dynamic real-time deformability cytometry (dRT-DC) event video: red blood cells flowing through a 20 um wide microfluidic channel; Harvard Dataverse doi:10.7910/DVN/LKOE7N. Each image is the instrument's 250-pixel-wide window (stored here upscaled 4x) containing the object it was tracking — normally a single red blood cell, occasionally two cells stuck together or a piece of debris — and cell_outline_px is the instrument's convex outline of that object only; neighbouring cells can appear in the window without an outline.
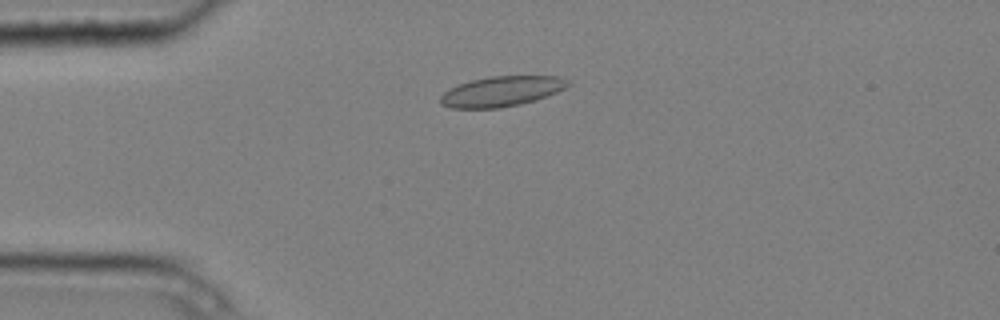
{"species": "common noctule bat (a hibernating species)", "species_latin": "Nyctalus noctula", "temperature_condition": "cold", "stored_images_in_passage": 7, "camera_frame_rate_fps": 3000, "um_per_image_px": 0.085, "animal": {"sex": "male", "body_mass_g": 20.4}, "frame": {"image": 1, "passage_image": 4, "time_ms": 1.0, "image_size_px": [1000, 320], "cell_outline_px": [[572, 84], [548, 96], [536, 100], [520, 104], [500, 108], [448, 108], [440, 104], [440, 96], [448, 88], [472, 80], [488, 76], [560, 76], [568, 80]], "centroid_in_image_um": [42.63, 7.77], "position_along_channel_um": 42.4, "area_um2": 22.6}}
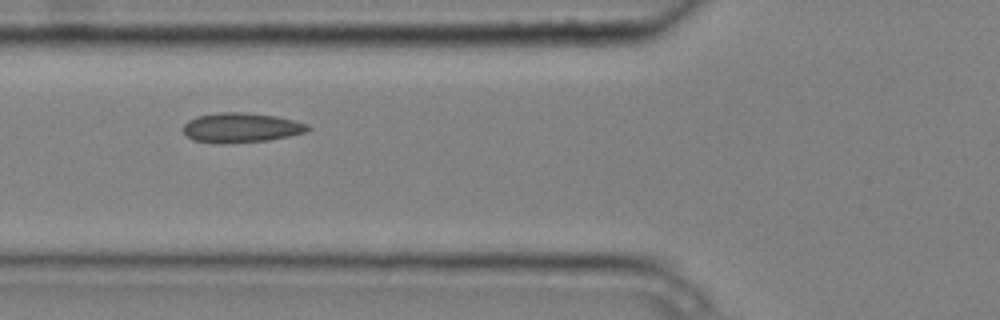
{"frame": {"image": 2, "passage_image": 6, "time_ms": 1.667, "image_size_px": [1000, 320], "cell_outline_px": [[312, 128], [308, 132], [268, 140], [224, 144], [220, 144], [192, 140], [184, 132], [184, 124], [188, 120], [196, 116], [220, 112], [244, 112], [276, 116], [296, 120], [308, 124]], "centroid_in_image_um": [20.52, 10.85], "position_along_channel_um": 105.3, "area_um2": 21.79}}
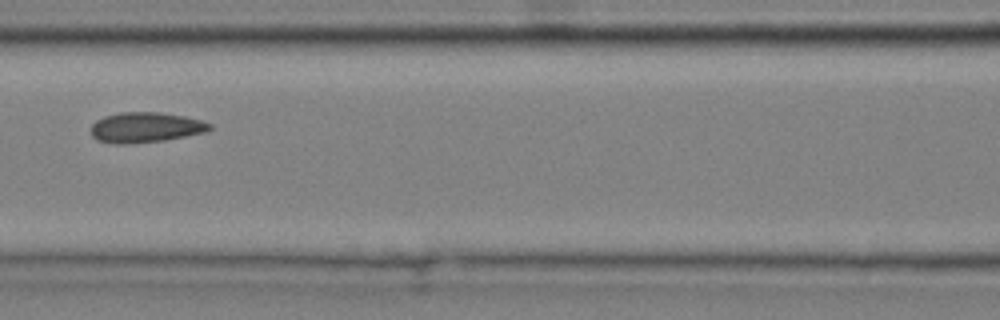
{"frame": {"image": 3, "passage_image": 7, "time_ms": 2.0, "image_size_px": [1000, 320], "cell_outline_px": [[212, 128], [208, 132], [164, 140], [128, 144], [112, 144], [96, 140], [92, 136], [92, 124], [96, 120], [104, 116], [120, 112], [160, 112], [184, 116], [200, 120], [212, 124]], "centroid_in_image_um": [12.37, 10.83], "position_along_channel_um": 154.2, "area_um2": 21.1}}